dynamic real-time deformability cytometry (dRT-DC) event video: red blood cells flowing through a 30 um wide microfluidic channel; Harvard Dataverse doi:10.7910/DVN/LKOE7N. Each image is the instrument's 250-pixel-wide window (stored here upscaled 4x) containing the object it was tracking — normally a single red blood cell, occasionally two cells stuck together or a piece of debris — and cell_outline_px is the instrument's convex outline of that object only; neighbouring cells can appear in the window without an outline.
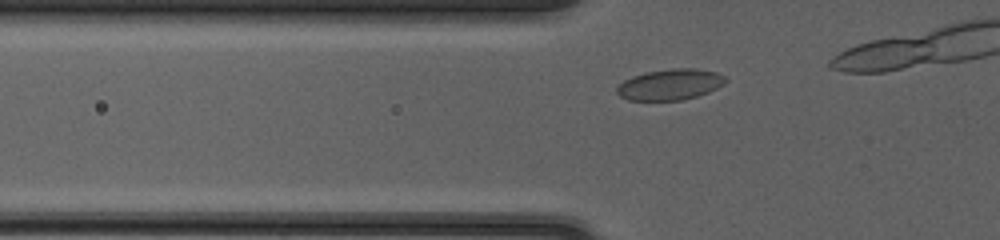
{"species": "common noctule bat (a hibernating species)", "species_latin": "Nyctalus noctula", "temperature_condition": "cold", "stored_images_in_passage": 8, "camera_frame_rate_fps": 3000, "um_per_image_px": 0.085, "animal": {"sex": "female", "body_mass_g": 20.0, "forearm_length_mm": 54.0}, "frame": {"image": 1, "passage_image": 3, "time_ms": 0.667, "image_size_px": [1000, 240], "cell_outline_px": [[728, 80], [724, 84], [708, 92], [684, 100], [628, 100], [620, 96], [616, 92], [616, 88], [624, 80], [632, 76], [648, 72], [672, 68], [696, 68], [716, 72], [724, 76]], "centroid_in_image_um": [56.97, 7.18], "position_along_channel_um": 68.8, "area_um2": 19.54}}
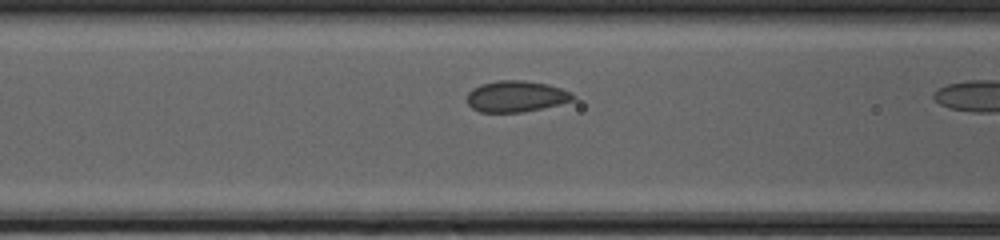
{"frame": {"image": 2, "passage_image": 7, "time_ms": 2.0, "image_size_px": [1000, 240], "cell_outline_px": [[576, 96], [572, 100], [560, 104], [520, 112], [480, 112], [472, 108], [468, 104], [468, 92], [472, 88], [480, 84], [496, 80], [524, 80], [548, 84], [572, 92]], "centroid_in_image_um": [43.85, 8.18], "position_along_channel_um": 122.7, "area_um2": 19.25}}